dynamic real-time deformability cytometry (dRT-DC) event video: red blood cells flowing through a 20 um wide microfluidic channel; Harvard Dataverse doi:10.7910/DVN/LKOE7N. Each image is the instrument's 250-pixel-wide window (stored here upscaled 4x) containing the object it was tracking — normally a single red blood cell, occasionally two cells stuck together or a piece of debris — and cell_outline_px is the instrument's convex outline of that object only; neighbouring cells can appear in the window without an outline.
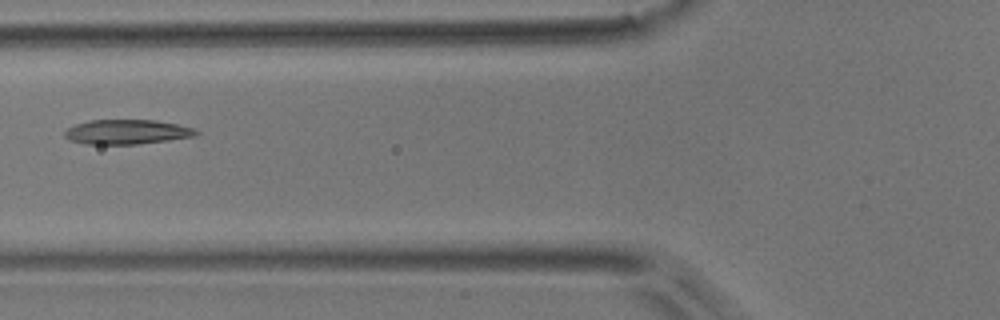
{"species": "common noctule bat (a hibernating species)", "species_latin": "Nyctalus noctula", "temperature_condition": "room temperature", "stored_images_in_passage": 6, "camera_frame_rate_fps": 3000, "um_per_image_px": 0.085, "animal": {"sex": "male", "body_mass_g": 17.9}, "frame": {"image": 1, "passage_image": 6, "time_ms": 6.0, "image_size_px": [1000, 320], "cell_outline_px": [[200, 132], [196, 136], [168, 140], [136, 144], [88, 144], [68, 140], [64, 136], [64, 132], [68, 128], [76, 124], [88, 120], [156, 120], [176, 124], [192, 128]], "centroid_in_image_um": [10.76, 11.21], "position_along_channel_um": 115.0, "area_um2": 18.79}}